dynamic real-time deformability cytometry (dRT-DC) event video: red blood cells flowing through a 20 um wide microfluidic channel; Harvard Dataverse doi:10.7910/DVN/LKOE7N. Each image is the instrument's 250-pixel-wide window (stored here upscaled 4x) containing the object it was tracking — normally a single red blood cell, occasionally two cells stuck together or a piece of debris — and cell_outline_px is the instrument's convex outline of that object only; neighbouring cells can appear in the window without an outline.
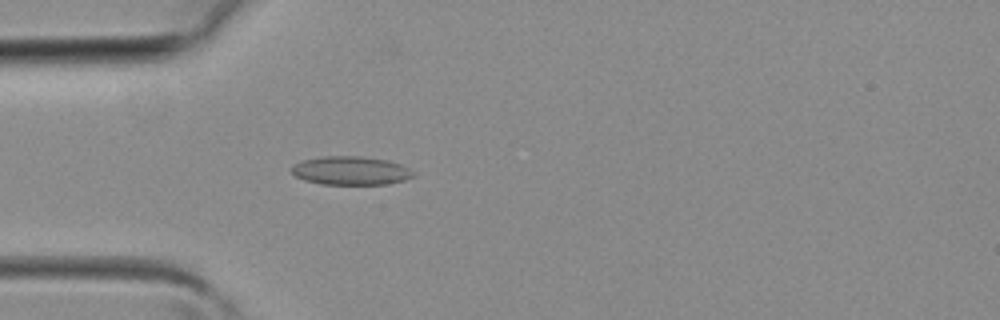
{"species": "common noctule bat (a hibernating species)", "species_latin": "Nyctalus noctula", "temperature_condition": "room temperature", "stored_images_in_passage": 31, "camera_frame_rate_fps": 3000, "um_per_image_px": 0.085, "animal": {"sex": "female", "body_mass_g": 19.3, "forearm_length_mm": 54.1}, "frame": {"image": 1, "passage_image": 4, "time_ms": 1.0, "image_size_px": [1000, 320], "cell_outline_px": [[416, 176], [404, 180], [384, 184], [320, 184], [304, 180], [296, 176], [292, 172], [292, 164], [304, 160], [320, 156], [360, 156], [388, 160], [400, 164], [416, 172]], "centroid_in_image_um": [29.83, 14.5], "position_along_channel_um": 55.2, "area_um2": 20.35}}
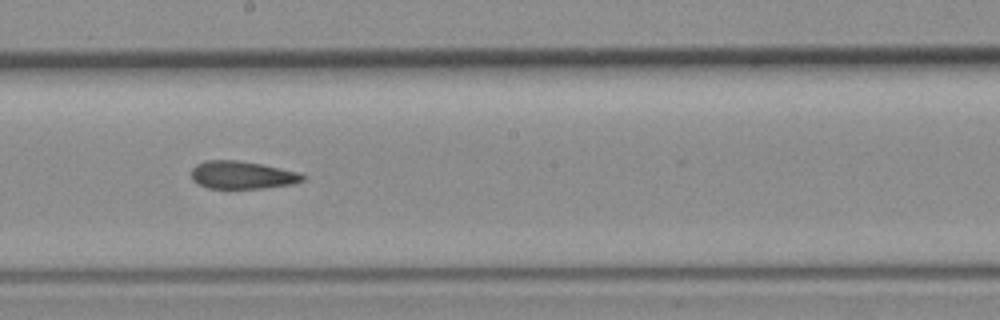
{"frame": {"image": 2, "passage_image": 14, "time_ms": 4.333, "image_size_px": [1000, 320], "cell_outline_px": [[308, 176], [304, 180], [292, 184], [264, 188], [208, 188], [192, 180], [192, 168], [196, 164], [204, 160], [236, 160], [260, 164], [300, 172]], "centroid_in_image_um": [20.61, 14.87], "position_along_channel_um": 227.6, "area_um2": 18.03}}
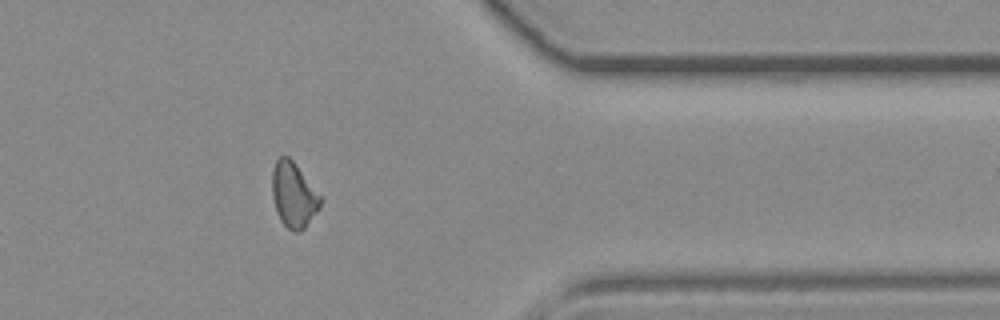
{"frame": {"image": 3, "passage_image": 24, "time_ms": 7.667, "image_size_px": [1000, 320], "cell_outline_px": [[320, 208], [304, 228], [296, 232], [288, 228], [280, 220], [276, 212], [272, 196], [272, 168], [276, 160], [280, 156], [288, 156], [292, 160], [320, 196]], "centroid_in_image_um": [24.92, 16.57], "position_along_channel_um": 386.5, "area_um2": 17.98}}